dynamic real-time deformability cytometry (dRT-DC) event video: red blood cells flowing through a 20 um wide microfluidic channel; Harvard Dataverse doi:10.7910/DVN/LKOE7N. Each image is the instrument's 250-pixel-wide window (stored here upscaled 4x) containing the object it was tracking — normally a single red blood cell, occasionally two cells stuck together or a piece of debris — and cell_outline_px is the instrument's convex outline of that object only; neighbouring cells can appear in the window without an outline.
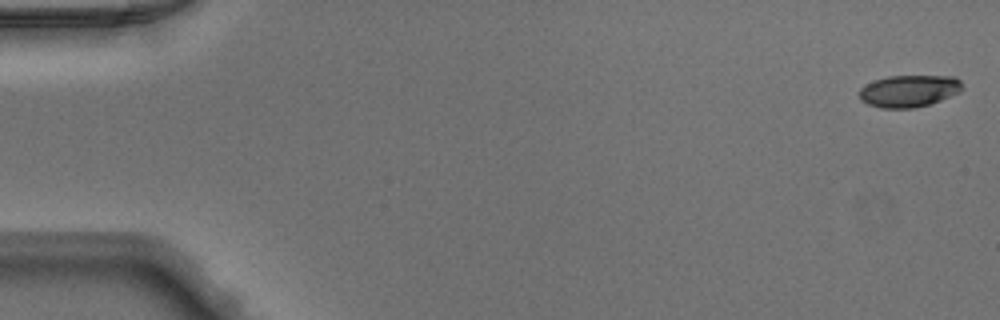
{"species": "Egyptian fruit bat (a non-hibernating species)", "species_latin": "Rousettus aegyptiacus", "temperature_condition": "warm", "stored_images_in_passage": 49, "camera_frame_rate_fps": 3000, "um_per_image_px": 0.085, "animal": {"sex": "male"}, "frame": {"image": 1, "passage_image": 1, "time_ms": 0.0, "image_size_px": [1000, 320], "cell_outline_px": [[964, 88], [960, 92], [940, 100], [916, 108], [880, 108], [868, 104], [860, 100], [860, 88], [864, 84], [888, 76], [956, 76], [960, 80]], "centroid_in_image_um": [77.27, 7.73], "position_along_channel_um": 7.7, "area_um2": 19.31}}
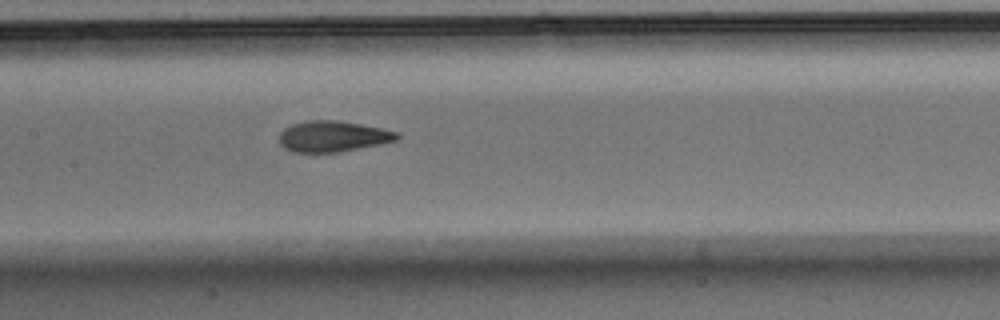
{"frame": {"image": 2, "passage_image": 24, "time_ms": 7.667, "image_size_px": [1000, 320], "cell_outline_px": [[400, 136], [396, 140], [380, 144], [336, 152], [292, 152], [284, 148], [280, 144], [280, 132], [284, 128], [292, 124], [308, 120], [336, 120], [360, 124], [380, 128], [396, 132]], "centroid_in_image_um": [28.25, 11.59], "position_along_channel_um": 179.2, "area_um2": 20.98}}
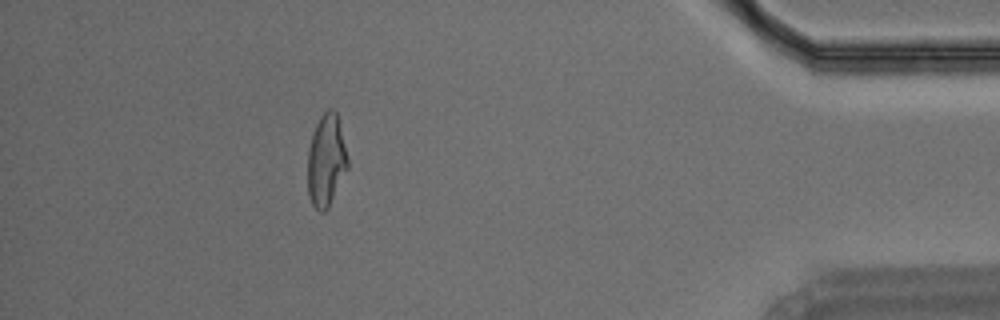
{"frame": {"image": 3, "passage_image": 44, "time_ms": 14.333, "image_size_px": [1000, 320], "cell_outline_px": [[348, 168], [328, 208], [324, 212], [320, 212], [312, 204], [308, 196], [308, 148], [312, 132], [320, 116], [328, 108], [332, 108], [336, 112], [348, 160]], "centroid_in_image_um": [27.71, 13.65], "position_along_channel_um": 407.5, "area_um2": 21.39}}